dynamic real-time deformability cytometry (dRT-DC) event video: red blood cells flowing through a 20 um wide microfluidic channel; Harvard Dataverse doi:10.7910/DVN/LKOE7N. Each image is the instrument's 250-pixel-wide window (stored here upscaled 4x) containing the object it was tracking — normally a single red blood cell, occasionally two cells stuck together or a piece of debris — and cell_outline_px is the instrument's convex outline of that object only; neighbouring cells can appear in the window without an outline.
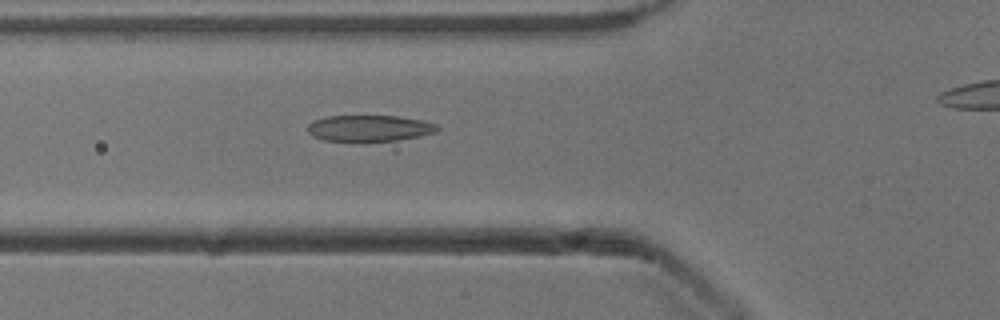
{"species": "common noctule bat (a hibernating species)", "species_latin": "Nyctalus noctula", "temperature_condition": "cold", "stored_images_in_passage": 46, "camera_frame_rate_fps": 3000, "um_per_image_px": 0.085, "animal": {"sex": "male", "body_mass_g": 13.3}, "frame": {"image": 1, "passage_image": 19, "time_ms": 6.0, "image_size_px": [1000, 320], "cell_outline_px": [[440, 128], [436, 132], [396, 140], [364, 144], [356, 144], [324, 140], [312, 136], [308, 132], [308, 124], [312, 120], [328, 116], [396, 116], [424, 120], [436, 124]], "centroid_in_image_um": [31.34, 10.94], "position_along_channel_um": 94.5, "area_um2": 20.63}}
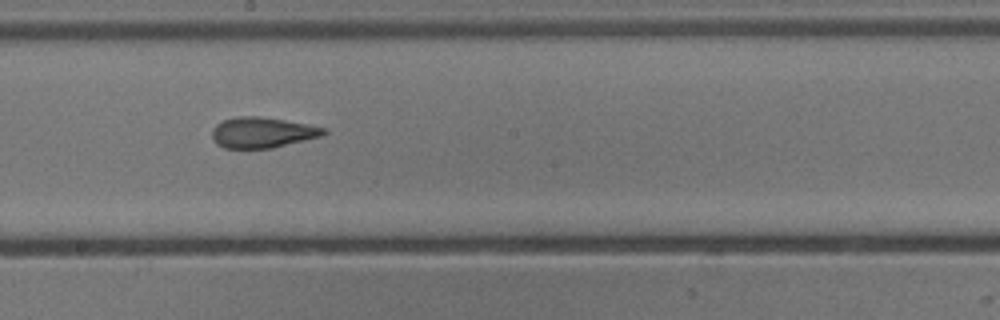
{"frame": {"image": 2, "passage_image": 29, "time_ms": 9.333, "image_size_px": [1000, 320], "cell_outline_px": [[328, 132], [320, 136], [272, 148], [224, 148], [216, 144], [212, 136], [212, 128], [216, 124], [224, 120], [240, 116], [260, 116], [308, 124], [328, 128]], "centroid_in_image_um": [22.29, 11.26], "position_along_channel_um": 225.9, "area_um2": 19.88}}
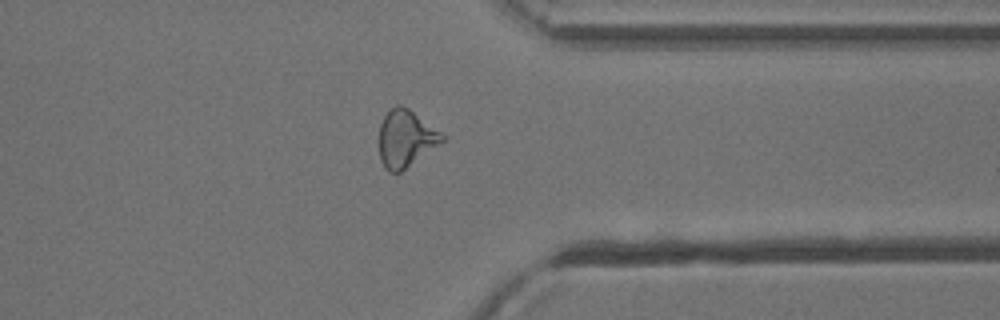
{"frame": {"image": 3, "passage_image": 41, "time_ms": 13.333, "image_size_px": [1000, 320], "cell_outline_px": [[444, 140], [400, 172], [388, 172], [384, 168], [380, 160], [380, 124], [384, 116], [396, 104], [400, 104], [408, 108], [440, 132], [444, 136]], "centroid_in_image_um": [34.45, 11.78], "position_along_channel_um": 377.0, "area_um2": 20.4}, "authors_computed_cell_mechanics": {"area_um2": 20.519, "velocity_mm_per_s": 3.9205, "shape_relaxation_time_tau1_ms": 4.8524, "shape_relaxation_time_tau2_ms": 1.7779, "deformation_change_tau1": 0.1771, "deformation_change_tau2": 0.1041}}